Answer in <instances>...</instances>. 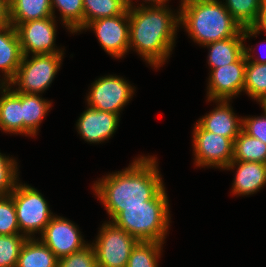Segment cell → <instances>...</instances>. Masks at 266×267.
I'll list each match as a JSON object with an SVG mask.
<instances>
[{
	"label": "cell",
	"mask_w": 266,
	"mask_h": 267,
	"mask_svg": "<svg viewBox=\"0 0 266 267\" xmlns=\"http://www.w3.org/2000/svg\"><path fill=\"white\" fill-rule=\"evenodd\" d=\"M20 234L16 209L11 195L0 197V235Z\"/></svg>",
	"instance_id": "cell-31"
},
{
	"label": "cell",
	"mask_w": 266,
	"mask_h": 267,
	"mask_svg": "<svg viewBox=\"0 0 266 267\" xmlns=\"http://www.w3.org/2000/svg\"><path fill=\"white\" fill-rule=\"evenodd\" d=\"M168 196L165 187L145 205L125 206L111 222L138 241L165 243L170 225Z\"/></svg>",
	"instance_id": "cell-4"
},
{
	"label": "cell",
	"mask_w": 266,
	"mask_h": 267,
	"mask_svg": "<svg viewBox=\"0 0 266 267\" xmlns=\"http://www.w3.org/2000/svg\"><path fill=\"white\" fill-rule=\"evenodd\" d=\"M244 41L241 30L234 37L206 44L205 46L209 48L207 58L210 69H216L237 62L245 54Z\"/></svg>",
	"instance_id": "cell-19"
},
{
	"label": "cell",
	"mask_w": 266,
	"mask_h": 267,
	"mask_svg": "<svg viewBox=\"0 0 266 267\" xmlns=\"http://www.w3.org/2000/svg\"><path fill=\"white\" fill-rule=\"evenodd\" d=\"M167 1L168 0H145L143 2H145L146 4L148 3L149 5H147V6L150 7V6H164L165 4H167L166 3ZM127 4H128V7H132V8L134 7L132 0H130Z\"/></svg>",
	"instance_id": "cell-37"
},
{
	"label": "cell",
	"mask_w": 266,
	"mask_h": 267,
	"mask_svg": "<svg viewBox=\"0 0 266 267\" xmlns=\"http://www.w3.org/2000/svg\"><path fill=\"white\" fill-rule=\"evenodd\" d=\"M16 159L0 153V197L10 195L18 183Z\"/></svg>",
	"instance_id": "cell-30"
},
{
	"label": "cell",
	"mask_w": 266,
	"mask_h": 267,
	"mask_svg": "<svg viewBox=\"0 0 266 267\" xmlns=\"http://www.w3.org/2000/svg\"><path fill=\"white\" fill-rule=\"evenodd\" d=\"M10 195L14 201L20 233L27 238H34L35 233L41 234L54 216L42 194L28 184L18 182Z\"/></svg>",
	"instance_id": "cell-5"
},
{
	"label": "cell",
	"mask_w": 266,
	"mask_h": 267,
	"mask_svg": "<svg viewBox=\"0 0 266 267\" xmlns=\"http://www.w3.org/2000/svg\"><path fill=\"white\" fill-rule=\"evenodd\" d=\"M192 137L196 166L224 170L231 163L234 142L230 138L206 131L197 122Z\"/></svg>",
	"instance_id": "cell-9"
},
{
	"label": "cell",
	"mask_w": 266,
	"mask_h": 267,
	"mask_svg": "<svg viewBox=\"0 0 266 267\" xmlns=\"http://www.w3.org/2000/svg\"><path fill=\"white\" fill-rule=\"evenodd\" d=\"M22 58L23 53L16 28L13 25L0 28V71L4 73L0 85H8L13 80Z\"/></svg>",
	"instance_id": "cell-17"
},
{
	"label": "cell",
	"mask_w": 266,
	"mask_h": 267,
	"mask_svg": "<svg viewBox=\"0 0 266 267\" xmlns=\"http://www.w3.org/2000/svg\"><path fill=\"white\" fill-rule=\"evenodd\" d=\"M56 17L31 20L15 26L23 56L34 54H58L64 51L55 48Z\"/></svg>",
	"instance_id": "cell-10"
},
{
	"label": "cell",
	"mask_w": 266,
	"mask_h": 267,
	"mask_svg": "<svg viewBox=\"0 0 266 267\" xmlns=\"http://www.w3.org/2000/svg\"><path fill=\"white\" fill-rule=\"evenodd\" d=\"M11 25L9 0H0V28Z\"/></svg>",
	"instance_id": "cell-35"
},
{
	"label": "cell",
	"mask_w": 266,
	"mask_h": 267,
	"mask_svg": "<svg viewBox=\"0 0 266 267\" xmlns=\"http://www.w3.org/2000/svg\"><path fill=\"white\" fill-rule=\"evenodd\" d=\"M156 160L154 156H140L122 171L107 174L94 183L93 191L111 220L123 207L145 205L164 188Z\"/></svg>",
	"instance_id": "cell-1"
},
{
	"label": "cell",
	"mask_w": 266,
	"mask_h": 267,
	"mask_svg": "<svg viewBox=\"0 0 266 267\" xmlns=\"http://www.w3.org/2000/svg\"><path fill=\"white\" fill-rule=\"evenodd\" d=\"M179 7V25L200 46L234 37L242 30L222 1L181 0Z\"/></svg>",
	"instance_id": "cell-3"
},
{
	"label": "cell",
	"mask_w": 266,
	"mask_h": 267,
	"mask_svg": "<svg viewBox=\"0 0 266 267\" xmlns=\"http://www.w3.org/2000/svg\"><path fill=\"white\" fill-rule=\"evenodd\" d=\"M164 6L128 7L129 50L135 49L150 66L159 68L169 59L175 46L179 11Z\"/></svg>",
	"instance_id": "cell-2"
},
{
	"label": "cell",
	"mask_w": 266,
	"mask_h": 267,
	"mask_svg": "<svg viewBox=\"0 0 266 267\" xmlns=\"http://www.w3.org/2000/svg\"><path fill=\"white\" fill-rule=\"evenodd\" d=\"M59 258L39 238H27L16 267H58Z\"/></svg>",
	"instance_id": "cell-22"
},
{
	"label": "cell",
	"mask_w": 266,
	"mask_h": 267,
	"mask_svg": "<svg viewBox=\"0 0 266 267\" xmlns=\"http://www.w3.org/2000/svg\"><path fill=\"white\" fill-rule=\"evenodd\" d=\"M10 23L39 20L53 16L51 0H9Z\"/></svg>",
	"instance_id": "cell-21"
},
{
	"label": "cell",
	"mask_w": 266,
	"mask_h": 267,
	"mask_svg": "<svg viewBox=\"0 0 266 267\" xmlns=\"http://www.w3.org/2000/svg\"><path fill=\"white\" fill-rule=\"evenodd\" d=\"M58 267H98L96 252L92 244L58 260Z\"/></svg>",
	"instance_id": "cell-32"
},
{
	"label": "cell",
	"mask_w": 266,
	"mask_h": 267,
	"mask_svg": "<svg viewBox=\"0 0 266 267\" xmlns=\"http://www.w3.org/2000/svg\"><path fill=\"white\" fill-rule=\"evenodd\" d=\"M244 92L259 104L266 100V63L247 60Z\"/></svg>",
	"instance_id": "cell-26"
},
{
	"label": "cell",
	"mask_w": 266,
	"mask_h": 267,
	"mask_svg": "<svg viewBox=\"0 0 266 267\" xmlns=\"http://www.w3.org/2000/svg\"><path fill=\"white\" fill-rule=\"evenodd\" d=\"M52 13L59 9L61 22L72 34L83 29V0H51Z\"/></svg>",
	"instance_id": "cell-27"
},
{
	"label": "cell",
	"mask_w": 266,
	"mask_h": 267,
	"mask_svg": "<svg viewBox=\"0 0 266 267\" xmlns=\"http://www.w3.org/2000/svg\"><path fill=\"white\" fill-rule=\"evenodd\" d=\"M156 241H138L132 249L127 267H159L162 245Z\"/></svg>",
	"instance_id": "cell-28"
},
{
	"label": "cell",
	"mask_w": 266,
	"mask_h": 267,
	"mask_svg": "<svg viewBox=\"0 0 266 267\" xmlns=\"http://www.w3.org/2000/svg\"><path fill=\"white\" fill-rule=\"evenodd\" d=\"M11 87L9 84L0 85V130L23 135L22 93Z\"/></svg>",
	"instance_id": "cell-18"
},
{
	"label": "cell",
	"mask_w": 266,
	"mask_h": 267,
	"mask_svg": "<svg viewBox=\"0 0 266 267\" xmlns=\"http://www.w3.org/2000/svg\"><path fill=\"white\" fill-rule=\"evenodd\" d=\"M237 166L232 184L234 195L244 196L258 192L266 184V163L232 160L225 168L230 170Z\"/></svg>",
	"instance_id": "cell-16"
},
{
	"label": "cell",
	"mask_w": 266,
	"mask_h": 267,
	"mask_svg": "<svg viewBox=\"0 0 266 267\" xmlns=\"http://www.w3.org/2000/svg\"><path fill=\"white\" fill-rule=\"evenodd\" d=\"M222 3L242 28L257 26L262 0H225Z\"/></svg>",
	"instance_id": "cell-25"
},
{
	"label": "cell",
	"mask_w": 266,
	"mask_h": 267,
	"mask_svg": "<svg viewBox=\"0 0 266 267\" xmlns=\"http://www.w3.org/2000/svg\"><path fill=\"white\" fill-rule=\"evenodd\" d=\"M51 106L52 102L45 100L40 94L22 93L23 135L32 137L37 134Z\"/></svg>",
	"instance_id": "cell-20"
},
{
	"label": "cell",
	"mask_w": 266,
	"mask_h": 267,
	"mask_svg": "<svg viewBox=\"0 0 266 267\" xmlns=\"http://www.w3.org/2000/svg\"><path fill=\"white\" fill-rule=\"evenodd\" d=\"M92 29L102 49L114 58L129 52V15L120 14L89 22L82 30Z\"/></svg>",
	"instance_id": "cell-11"
},
{
	"label": "cell",
	"mask_w": 266,
	"mask_h": 267,
	"mask_svg": "<svg viewBox=\"0 0 266 267\" xmlns=\"http://www.w3.org/2000/svg\"><path fill=\"white\" fill-rule=\"evenodd\" d=\"M232 160L266 163V144L241 130L234 139Z\"/></svg>",
	"instance_id": "cell-23"
},
{
	"label": "cell",
	"mask_w": 266,
	"mask_h": 267,
	"mask_svg": "<svg viewBox=\"0 0 266 267\" xmlns=\"http://www.w3.org/2000/svg\"><path fill=\"white\" fill-rule=\"evenodd\" d=\"M119 121L120 115L87 107L80 115L76 127L86 142L102 143L116 132Z\"/></svg>",
	"instance_id": "cell-14"
},
{
	"label": "cell",
	"mask_w": 266,
	"mask_h": 267,
	"mask_svg": "<svg viewBox=\"0 0 266 267\" xmlns=\"http://www.w3.org/2000/svg\"><path fill=\"white\" fill-rule=\"evenodd\" d=\"M138 240L110 220L103 223L92 245L98 267H127L132 249Z\"/></svg>",
	"instance_id": "cell-7"
},
{
	"label": "cell",
	"mask_w": 266,
	"mask_h": 267,
	"mask_svg": "<svg viewBox=\"0 0 266 267\" xmlns=\"http://www.w3.org/2000/svg\"><path fill=\"white\" fill-rule=\"evenodd\" d=\"M260 105L263 109L266 110V100H264Z\"/></svg>",
	"instance_id": "cell-38"
},
{
	"label": "cell",
	"mask_w": 266,
	"mask_h": 267,
	"mask_svg": "<svg viewBox=\"0 0 266 267\" xmlns=\"http://www.w3.org/2000/svg\"><path fill=\"white\" fill-rule=\"evenodd\" d=\"M265 31L266 35V0H262V7H261V15L256 27H244L242 28V33L244 36V40L247 38L254 36L256 37L260 31Z\"/></svg>",
	"instance_id": "cell-34"
},
{
	"label": "cell",
	"mask_w": 266,
	"mask_h": 267,
	"mask_svg": "<svg viewBox=\"0 0 266 267\" xmlns=\"http://www.w3.org/2000/svg\"><path fill=\"white\" fill-rule=\"evenodd\" d=\"M128 13L124 0H83V28L96 19Z\"/></svg>",
	"instance_id": "cell-24"
},
{
	"label": "cell",
	"mask_w": 266,
	"mask_h": 267,
	"mask_svg": "<svg viewBox=\"0 0 266 267\" xmlns=\"http://www.w3.org/2000/svg\"><path fill=\"white\" fill-rule=\"evenodd\" d=\"M26 240L27 237L23 234L0 235V267H16Z\"/></svg>",
	"instance_id": "cell-29"
},
{
	"label": "cell",
	"mask_w": 266,
	"mask_h": 267,
	"mask_svg": "<svg viewBox=\"0 0 266 267\" xmlns=\"http://www.w3.org/2000/svg\"><path fill=\"white\" fill-rule=\"evenodd\" d=\"M135 88L120 76L107 75L92 83L86 97L88 107L98 111L120 115L121 110L129 103Z\"/></svg>",
	"instance_id": "cell-8"
},
{
	"label": "cell",
	"mask_w": 266,
	"mask_h": 267,
	"mask_svg": "<svg viewBox=\"0 0 266 267\" xmlns=\"http://www.w3.org/2000/svg\"><path fill=\"white\" fill-rule=\"evenodd\" d=\"M81 235L79 228L72 221L54 215L41 233L40 241L61 258L89 244Z\"/></svg>",
	"instance_id": "cell-12"
},
{
	"label": "cell",
	"mask_w": 266,
	"mask_h": 267,
	"mask_svg": "<svg viewBox=\"0 0 266 267\" xmlns=\"http://www.w3.org/2000/svg\"><path fill=\"white\" fill-rule=\"evenodd\" d=\"M216 108L198 120L206 131L230 138L233 142L242 130V118L237 117L230 100H213Z\"/></svg>",
	"instance_id": "cell-15"
},
{
	"label": "cell",
	"mask_w": 266,
	"mask_h": 267,
	"mask_svg": "<svg viewBox=\"0 0 266 267\" xmlns=\"http://www.w3.org/2000/svg\"><path fill=\"white\" fill-rule=\"evenodd\" d=\"M251 51L252 52L254 51V50H252V47L248 48L245 45V56H246L247 60H250L254 63H266V57L265 58H257V57L255 58L253 55H251ZM253 58H255V59H253Z\"/></svg>",
	"instance_id": "cell-36"
},
{
	"label": "cell",
	"mask_w": 266,
	"mask_h": 267,
	"mask_svg": "<svg viewBox=\"0 0 266 267\" xmlns=\"http://www.w3.org/2000/svg\"><path fill=\"white\" fill-rule=\"evenodd\" d=\"M245 54L234 63L212 69L207 86V100H231L244 91Z\"/></svg>",
	"instance_id": "cell-13"
},
{
	"label": "cell",
	"mask_w": 266,
	"mask_h": 267,
	"mask_svg": "<svg viewBox=\"0 0 266 267\" xmlns=\"http://www.w3.org/2000/svg\"><path fill=\"white\" fill-rule=\"evenodd\" d=\"M64 53L23 56L17 73L9 85L18 86V93L41 94L55 78L61 67Z\"/></svg>",
	"instance_id": "cell-6"
},
{
	"label": "cell",
	"mask_w": 266,
	"mask_h": 267,
	"mask_svg": "<svg viewBox=\"0 0 266 267\" xmlns=\"http://www.w3.org/2000/svg\"><path fill=\"white\" fill-rule=\"evenodd\" d=\"M263 110V116L243 117L242 130L251 137L258 138L266 144V110Z\"/></svg>",
	"instance_id": "cell-33"
}]
</instances>
